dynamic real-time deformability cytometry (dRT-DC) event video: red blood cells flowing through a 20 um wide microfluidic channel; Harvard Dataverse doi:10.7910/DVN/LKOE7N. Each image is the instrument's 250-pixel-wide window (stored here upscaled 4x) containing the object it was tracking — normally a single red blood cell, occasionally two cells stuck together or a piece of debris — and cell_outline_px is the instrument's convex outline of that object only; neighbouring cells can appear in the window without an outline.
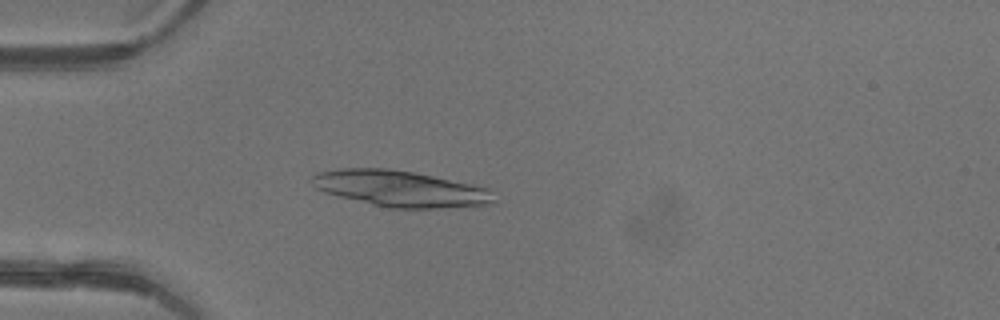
{"species": "common noctule bat (a hibernating species)", "species_latin": "Nyctalus noctula", "temperature_condition": "warm", "stored_images_in_passage": 46, "camera_frame_rate_fps": 3000, "um_per_image_px": 0.085, "animal": {"sex": "female"}, "frame": {"image": 1, "passage_image": 13, "time_ms": 4.0, "image_size_px": [1000, 320], "cell_outline_px": [[492, 204], [436, 208], [392, 208], [372, 204], [324, 192], [316, 188], [312, 184], [312, 176], [316, 172], [340, 168], [388, 168], [412, 172], [472, 184], [488, 188], [492, 200]], "centroid_in_image_um": [33.96, 16.02], "position_along_channel_um": 51.0, "area_um2": 37.74}}
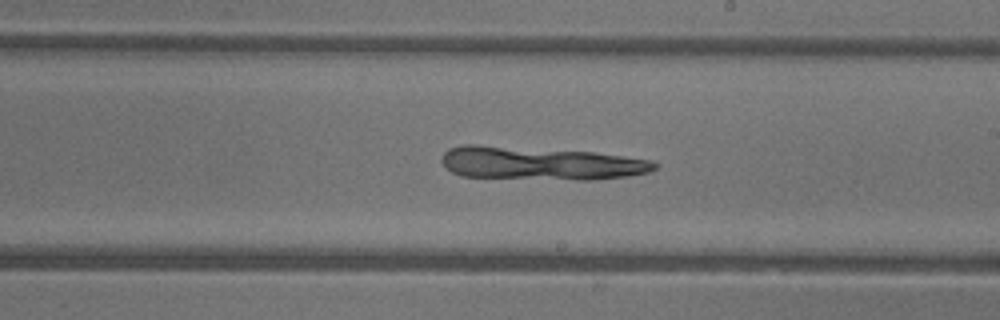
{"frame": {"image": 2, "passage_image": 27, "time_ms": 8.667, "image_size_px": [1000, 320], "cell_outline_px": [[660, 164], [656, 168], [648, 172], [628, 176], [592, 180], [576, 180], [460, 176], [452, 172], [440, 160], [444, 152], [448, 148], [464, 144], [476, 144], [592, 152], [648, 160]], "centroid_in_image_um": [45.88, 13.88], "position_along_channel_um": 243.1, "area_um2": 41.1}}
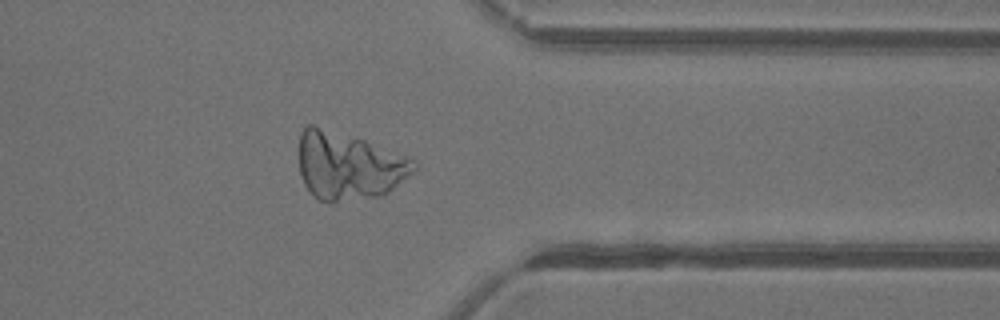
{"frame": {"image": 3, "passage_image": 37, "time_ms": 12.0, "image_size_px": [1000, 320], "cell_outline_px": [[420, 168], [388, 192], [380, 196], [332, 204], [328, 204], [312, 196], [304, 184], [300, 172], [300, 132], [308, 124], [312, 124], [364, 140], [412, 160]], "centroid_in_image_um": [29.61, 14.15], "position_along_channel_um": 381.8, "area_um2": 45.26}}